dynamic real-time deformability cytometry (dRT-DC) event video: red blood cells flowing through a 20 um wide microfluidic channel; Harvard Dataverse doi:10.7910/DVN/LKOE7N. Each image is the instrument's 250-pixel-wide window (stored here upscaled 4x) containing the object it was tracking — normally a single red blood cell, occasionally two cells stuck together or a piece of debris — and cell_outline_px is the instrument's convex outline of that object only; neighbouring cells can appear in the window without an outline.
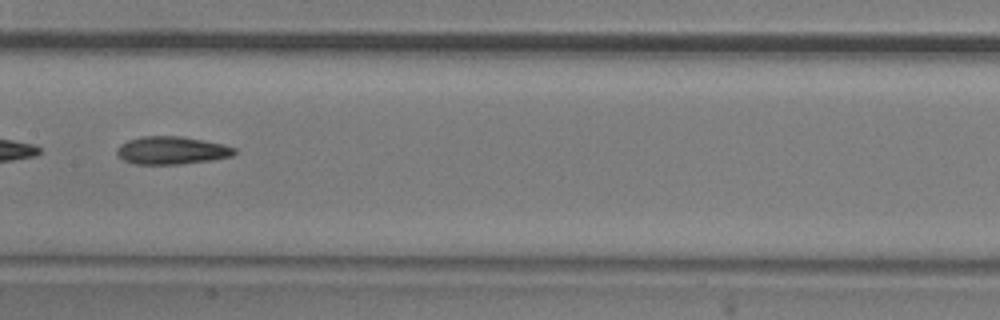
{"species": "common noctule bat (a hibernating species)", "species_latin": "Nyctalus noctula", "temperature_condition": "room temperature", "stored_images_in_passage": 35, "camera_frame_rate_fps": 3000, "um_per_image_px": 0.085, "animal": {"sex": "male", "body_mass_g": 20.5, "forearm_length_mm": 52.5}, "frame": {"image": 1, "passage_image": 20, "time_ms": 6.333, "image_size_px": [1000, 320], "cell_outline_px": [[236, 152], [232, 156], [212, 160], [180, 164], [132, 164], [124, 160], [116, 152], [116, 148], [120, 144], [128, 140], [140, 136], [180, 136], [224, 144], [236, 148]], "centroid_in_image_um": [14.59, 12.78], "position_along_channel_um": 192.8, "area_um2": 19.13}, "authors_computed_cell_mechanics": {"area_um2": 19.1318, "velocity_mm_per_s": 3.7577, "shape_relaxation_time_tau1_ms": null, "shape_relaxation_time_tau2_ms": 3.7107, "deformation_change_tau1": null, "deformation_change_tau2": 0.1247}}